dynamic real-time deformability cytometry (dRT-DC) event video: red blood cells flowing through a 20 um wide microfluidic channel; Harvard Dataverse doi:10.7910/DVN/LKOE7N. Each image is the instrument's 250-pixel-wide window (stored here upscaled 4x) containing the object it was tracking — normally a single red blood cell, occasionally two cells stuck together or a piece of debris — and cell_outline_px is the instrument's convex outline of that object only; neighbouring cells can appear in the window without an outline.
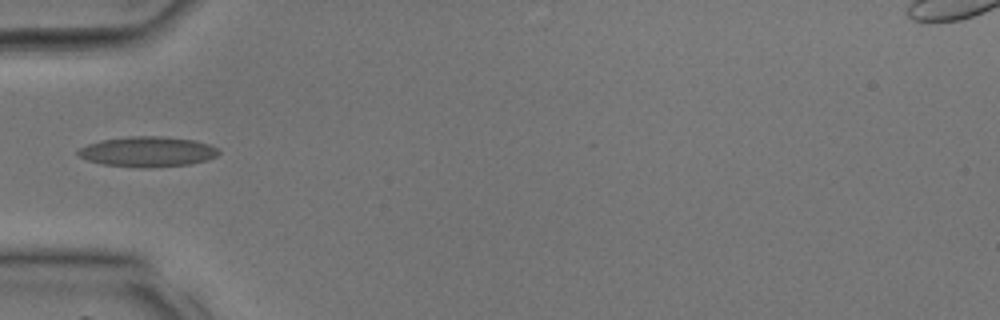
{"species": "common noctule bat (a hibernating species)", "species_latin": "Nyctalus noctula", "temperature_condition": "room temperature", "stored_images_in_passage": 24, "camera_frame_rate_fps": 3000, "um_per_image_px": 0.085, "animal": {"sex": "male", "body_mass_g": 17.9, "forearm_length_mm": 54.2}, "frame": {"image": 1, "passage_image": 1, "time_ms": 0.0, "image_size_px": [1000, 320], "cell_outline_px": [[220, 152], [216, 156], [208, 160], [188, 164], [152, 168], [140, 168], [104, 164], [88, 160], [80, 156], [76, 152], [80, 148], [88, 144], [100, 140], [128, 136], [160, 136], [192, 140], [208, 144], [220, 148]], "centroid_in_image_um": [12.56, 12.89], "position_along_channel_um": 72.4, "area_um2": 24.8}}
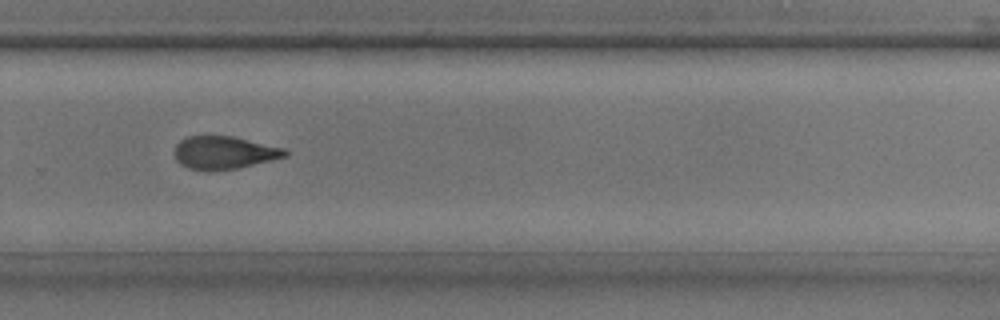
{"frame": {"image": 2, "passage_image": 14, "time_ms": 4.333, "image_size_px": [1000, 320], "cell_outline_px": [[288, 156], [236, 168], [208, 172], [188, 168], [180, 164], [176, 160], [176, 144], [180, 140], [188, 136], [232, 136], [284, 148], [288, 152]], "centroid_in_image_um": [19.03, 12.98], "position_along_channel_um": 310.8, "area_um2": 21.1}}